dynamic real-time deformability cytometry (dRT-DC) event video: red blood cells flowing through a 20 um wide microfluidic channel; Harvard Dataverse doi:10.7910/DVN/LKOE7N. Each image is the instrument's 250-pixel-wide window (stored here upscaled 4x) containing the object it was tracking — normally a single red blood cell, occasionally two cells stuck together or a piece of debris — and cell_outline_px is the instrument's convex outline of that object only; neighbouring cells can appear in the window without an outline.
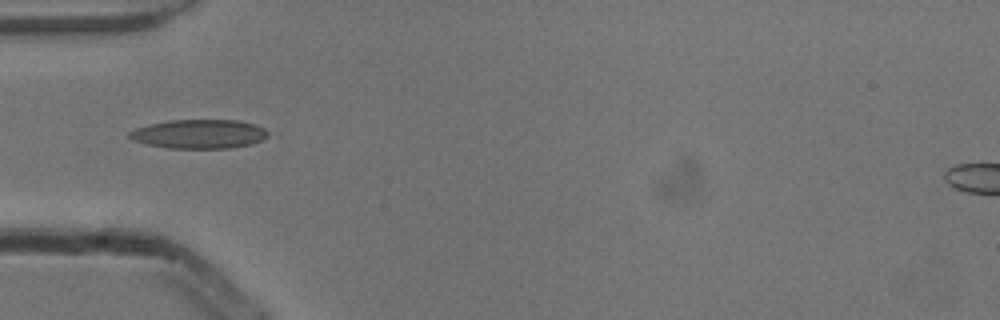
{"species": "common noctule bat (a hibernating species)", "species_latin": "Nyctalus noctula", "temperature_condition": "cold", "stored_images_in_passage": 7, "camera_frame_rate_fps": 3000, "um_per_image_px": 0.085, "animal": {"sex": "male", "body_mass_g": 13.3}, "frame": {"image": 1, "passage_image": 5, "time_ms": 1.333, "image_size_px": [1000, 320], "cell_outline_px": [[280, 132], [252, 144], [228, 148], [168, 148], [148, 144], [132, 140], [128, 136], [128, 132], [136, 128], [148, 124], [172, 120], [236, 120], [252, 124]], "centroid_in_image_um": [17.03, 11.39], "position_along_channel_um": 68.0, "area_um2": 23.81}}
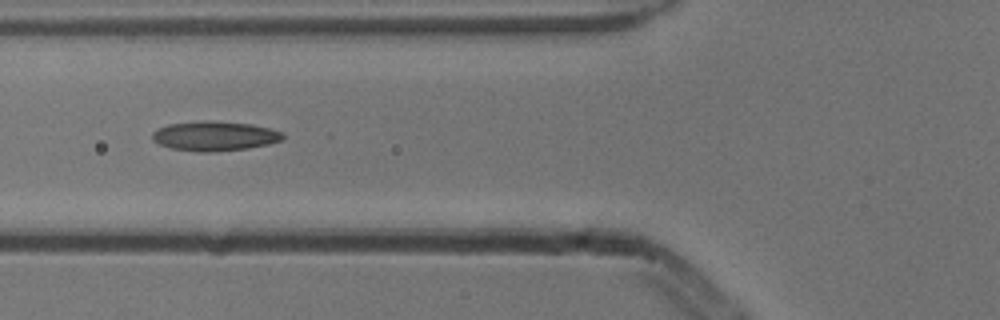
{"frame": {"image": 2, "passage_image": 6, "time_ms": 1.667, "image_size_px": [1000, 320], "cell_outline_px": [[284, 140], [268, 144], [248, 148], [212, 152], [196, 152], [172, 148], [160, 144], [152, 140], [152, 132], [156, 128], [168, 124], [252, 124], [284, 132]], "centroid_in_image_um": [18.27, 11.62], "position_along_channel_um": 107.5, "area_um2": 21.44}}
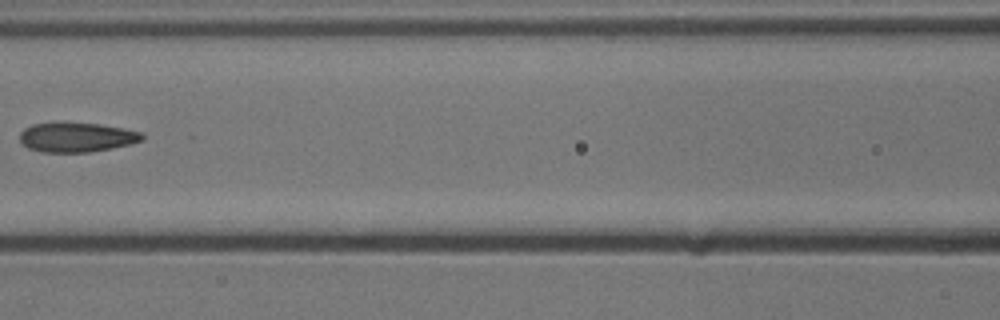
{"frame": {"image": 3, "passage_image": 7, "time_ms": 2.0, "image_size_px": [1000, 320], "cell_outline_px": [[144, 140], [132, 144], [112, 148], [88, 152], [40, 152], [28, 148], [20, 140], [20, 132], [24, 128], [32, 124], [64, 120], [100, 124], [124, 128], [140, 132], [144, 136]], "centroid_in_image_um": [6.5, 11.63], "position_along_channel_um": 160.1, "area_um2": 21.73}}